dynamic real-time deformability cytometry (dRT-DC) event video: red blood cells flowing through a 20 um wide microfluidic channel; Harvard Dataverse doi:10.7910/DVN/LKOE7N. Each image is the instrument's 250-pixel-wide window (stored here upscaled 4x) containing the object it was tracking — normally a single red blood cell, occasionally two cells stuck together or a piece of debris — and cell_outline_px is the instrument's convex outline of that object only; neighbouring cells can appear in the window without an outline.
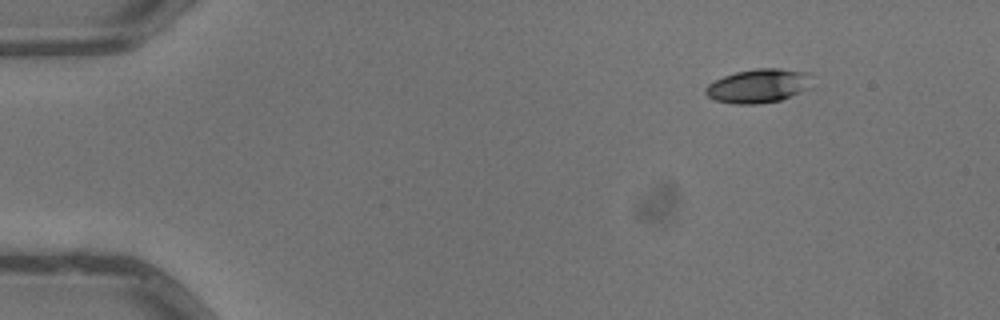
{"species": "common noctule bat (a hibernating species)", "species_latin": "Nyctalus noctula", "temperature_condition": "warm", "stored_images_in_passage": 7, "camera_frame_rate_fps": 3000, "um_per_image_px": 0.085, "animal": {"sex": "male", "body_mass_g": 13.3}, "frame": {"image": 1, "passage_image": 1, "time_ms": 0.0, "image_size_px": [1000, 320], "cell_outline_px": [[812, 88], [780, 100], [756, 104], [732, 104], [716, 100], [708, 96], [704, 92], [704, 88], [708, 84], [724, 76], [736, 72], [756, 68], [776, 68], [808, 72]], "centroid_in_image_um": [64.47, 7.3], "position_along_channel_um": 20.5, "area_um2": 21.04}}
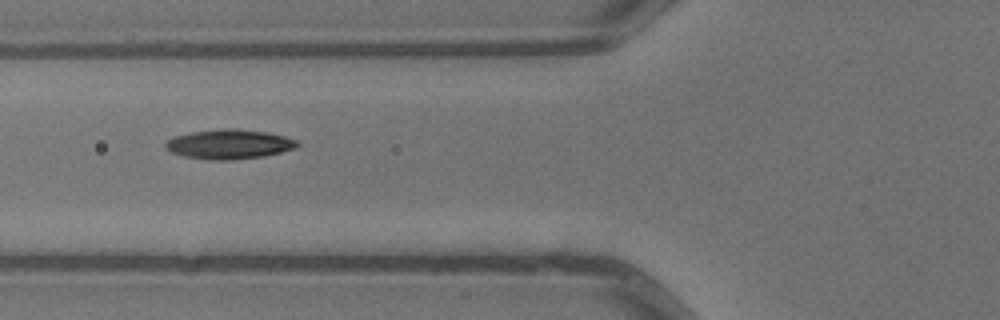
{"frame": {"image": 2, "passage_image": 5, "time_ms": 1.333, "image_size_px": [1000, 320], "cell_outline_px": [[300, 144], [296, 148], [264, 156], [228, 160], [212, 160], [184, 156], [172, 152], [164, 148], [164, 144], [172, 136], [192, 132], [224, 128], [236, 128], [268, 132], [284, 136], [296, 140]], "centroid_in_image_um": [19.47, 12.25], "position_along_channel_um": 106.3, "area_um2": 22.72}}
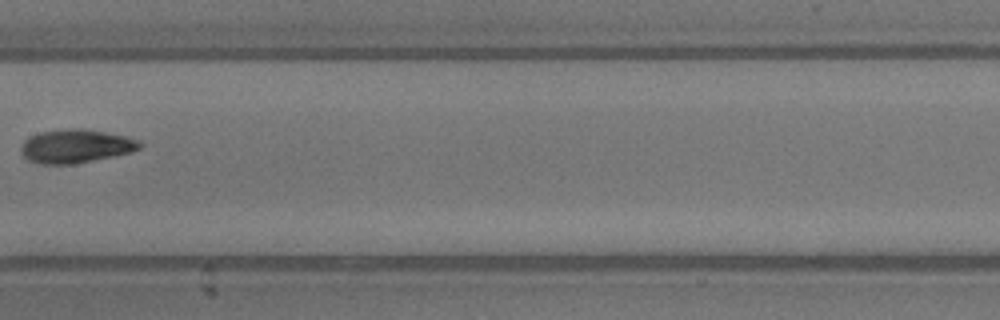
{"frame": {"image": 3, "passage_image": 7, "time_ms": 2.0, "image_size_px": [1000, 320], "cell_outline_px": [[144, 144], [140, 148], [128, 152], [112, 156], [72, 164], [40, 164], [28, 160], [20, 152], [20, 148], [24, 140], [28, 136], [40, 132], [72, 128], [84, 128], [128, 136], [140, 140]], "centroid_in_image_um": [6.43, 12.41], "position_along_channel_um": 201.0, "area_um2": 23.29}}